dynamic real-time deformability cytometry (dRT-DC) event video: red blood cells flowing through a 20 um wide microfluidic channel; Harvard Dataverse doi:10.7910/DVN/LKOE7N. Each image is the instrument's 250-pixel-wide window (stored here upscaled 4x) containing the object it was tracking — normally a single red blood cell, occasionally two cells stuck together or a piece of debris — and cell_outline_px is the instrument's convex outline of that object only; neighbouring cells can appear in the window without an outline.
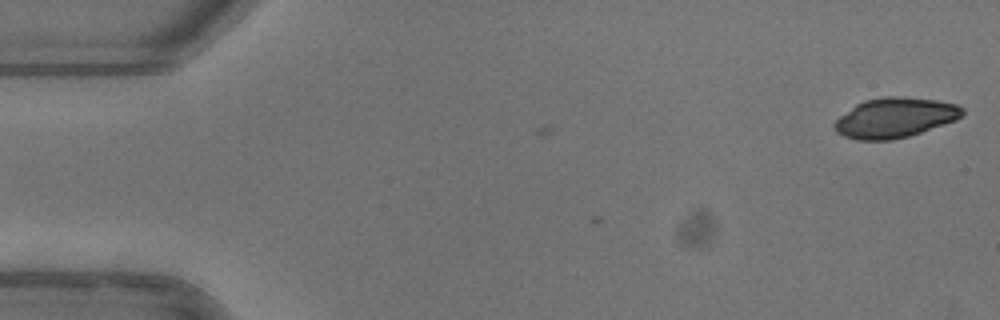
{"species": "common noctule bat (a hibernating species)", "species_latin": "Nyctalus noctula", "temperature_condition": "warm", "stored_images_in_passage": 3, "camera_frame_rate_fps": 3000, "um_per_image_px": 0.085, "animal": {"sex": "female"}, "frame": {"image": 1, "passage_image": 1, "time_ms": 0.0, "image_size_px": [1000, 320], "cell_outline_px": [[964, 112], [956, 120], [908, 136], [892, 140], [856, 140], [844, 136], [836, 132], [832, 124], [840, 116], [856, 104], [864, 100], [884, 96], [900, 96], [936, 100], [956, 104], [964, 108]], "centroid_in_image_um": [76.04, 10.0], "position_along_channel_um": 9.0, "area_um2": 29.71}}